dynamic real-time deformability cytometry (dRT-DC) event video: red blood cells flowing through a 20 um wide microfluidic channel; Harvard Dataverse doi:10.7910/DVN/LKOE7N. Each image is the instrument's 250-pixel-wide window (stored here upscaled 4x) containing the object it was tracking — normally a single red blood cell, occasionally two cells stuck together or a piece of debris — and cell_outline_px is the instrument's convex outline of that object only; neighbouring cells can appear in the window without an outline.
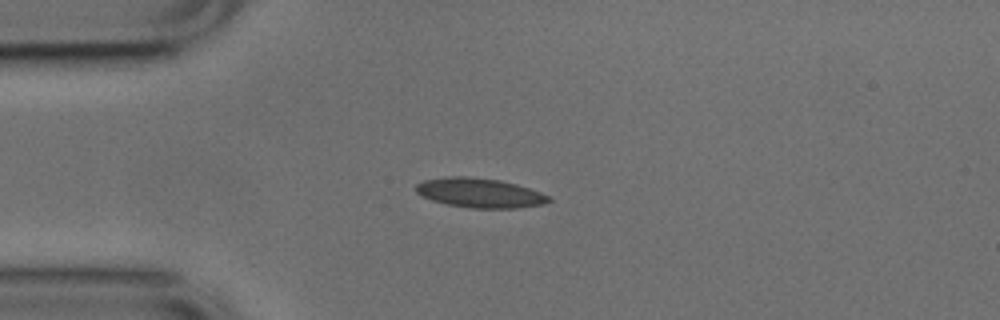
{"species": "common noctule bat (a hibernating species)", "species_latin": "Nyctalus noctula", "temperature_condition": "cold", "stored_images_in_passage": 4, "camera_frame_rate_fps": 3000, "um_per_image_px": 0.085, "animal": {"sex": "male", "body_mass_g": 17.9, "forearm_length_mm": 54.2}, "frame": {"image": 1, "passage_image": 2, "time_ms": 0.333, "image_size_px": [1000, 320], "cell_outline_px": [[552, 200], [544, 204], [516, 208], [472, 208], [448, 204], [432, 200], [420, 196], [416, 192], [416, 184], [424, 180], [444, 176], [468, 176], [500, 180], [516, 184], [540, 192], [548, 196]], "centroid_in_image_um": [40.75, 16.39], "position_along_channel_um": 44.3, "area_um2": 22.83}}
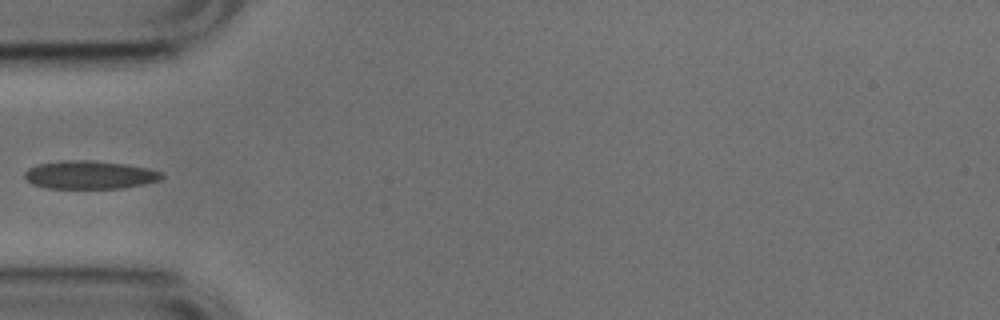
{"frame": {"image": 2, "passage_image": 3, "time_ms": 0.667, "image_size_px": [1000, 320], "cell_outline_px": [[164, 176], [160, 180], [144, 184], [124, 188], [48, 188], [32, 184], [24, 176], [24, 172], [28, 168], [36, 164], [60, 160], [92, 160], [128, 164], [148, 168], [164, 172]], "centroid_in_image_um": [7.64, 14.85], "position_along_channel_um": 77.4, "area_um2": 22.83}}